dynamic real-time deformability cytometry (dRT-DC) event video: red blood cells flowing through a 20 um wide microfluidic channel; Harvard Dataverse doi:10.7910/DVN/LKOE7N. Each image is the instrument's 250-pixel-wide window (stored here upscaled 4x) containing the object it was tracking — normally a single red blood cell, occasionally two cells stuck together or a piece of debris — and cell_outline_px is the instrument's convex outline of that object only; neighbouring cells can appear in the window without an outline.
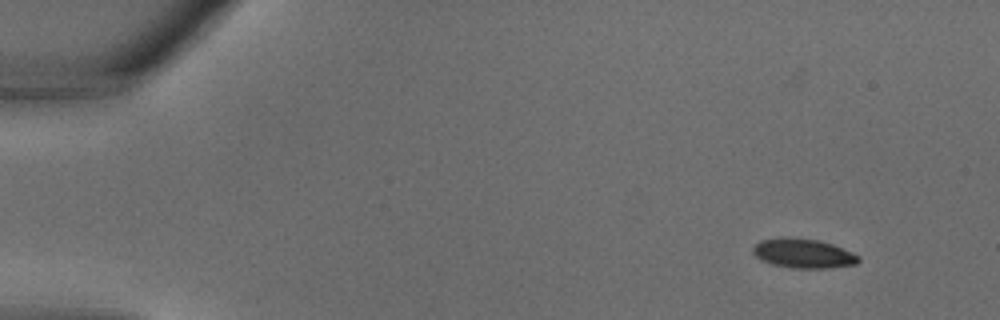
{"species": "common noctule bat (a hibernating species)", "species_latin": "Nyctalus noctula", "temperature_condition": "warm", "stored_images_in_passage": 32, "camera_frame_rate_fps": 3000, "um_per_image_px": 0.085, "animal": {"sex": "male", "body_mass_g": 18.8}, "frame": {"image": 1, "passage_image": 1, "time_ms": 0.0, "image_size_px": [1000, 320], "cell_outline_px": [[860, 260], [856, 264], [828, 268], [792, 268], [772, 264], [760, 260], [752, 252], [752, 248], [760, 240], [780, 236], [788, 236], [820, 240], [832, 244], [852, 252], [860, 256]], "centroid_in_image_um": [68.25, 21.52], "position_along_channel_um": 16.7, "area_um2": 18.38}}
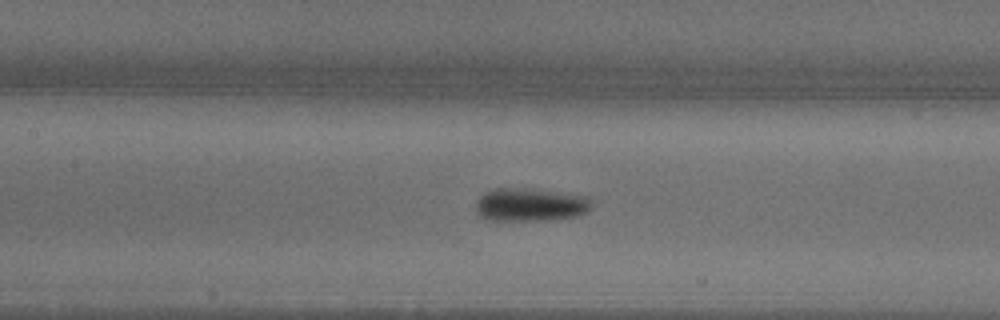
{"frame": {"image": 2, "passage_image": 14, "time_ms": 4.333, "image_size_px": [1000, 320], "cell_outline_px": [[592, 208], [588, 212], [576, 216], [552, 220], [488, 220], [480, 216], [476, 212], [476, 200], [484, 192], [496, 188], [516, 188], [556, 192], [592, 196]], "centroid_in_image_um": [45.11, 17.41], "position_along_channel_um": 162.3, "area_um2": 22.6}}
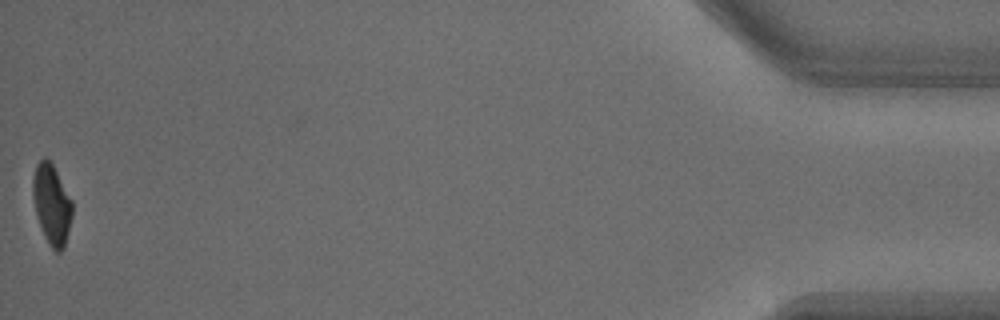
{"frame": {"image": 3, "passage_image": 32, "time_ms": 10.333, "image_size_px": [1000, 320], "cell_outline_px": [[72, 216], [64, 248], [60, 252], [56, 252], [48, 244], [44, 236], [36, 216], [32, 196], [32, 180], [36, 164], [44, 156], [52, 164], [72, 200]], "centroid_in_image_um": [4.38, 17.38], "position_along_channel_um": 430.8, "area_um2": 18.44}}